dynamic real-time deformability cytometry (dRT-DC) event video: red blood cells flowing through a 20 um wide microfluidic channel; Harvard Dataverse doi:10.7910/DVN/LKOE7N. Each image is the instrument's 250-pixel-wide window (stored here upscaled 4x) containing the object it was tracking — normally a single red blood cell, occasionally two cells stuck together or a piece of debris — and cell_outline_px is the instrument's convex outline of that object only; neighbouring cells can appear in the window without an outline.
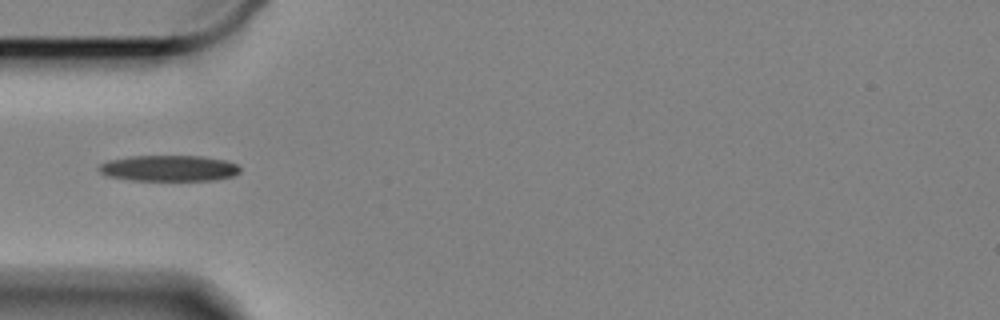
{"species": "Egyptian fruit bat (a non-hibernating species)", "species_latin": "Rousettus aegyptiacus", "temperature_condition": "cold", "stored_images_in_passage": 21, "camera_frame_rate_fps": 3000, "um_per_image_px": 0.085, "animal": {"sex": "female"}, "frame": {"image": 1, "passage_image": 1, "time_ms": 0.0, "image_size_px": [1000, 320], "cell_outline_px": [[240, 172], [232, 176], [216, 180], [128, 180], [104, 176], [96, 168], [100, 164], [108, 160], [132, 156], [200, 156], [224, 160], [236, 164], [240, 168]], "centroid_in_image_um": [14.3, 14.31], "position_along_channel_um": 70.7, "area_um2": 21.44}}
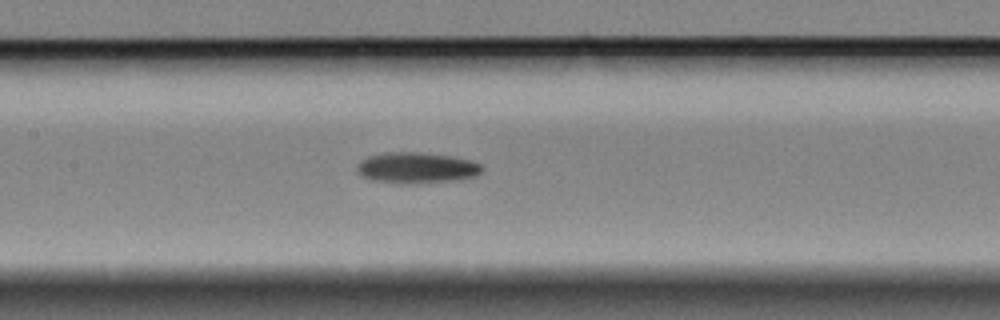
{"frame": {"image": 2, "passage_image": 10, "time_ms": 3.0, "image_size_px": [1000, 320], "cell_outline_px": [[484, 168], [476, 176], [456, 180], [412, 184], [396, 184], [372, 180], [364, 176], [356, 168], [360, 160], [368, 156], [388, 152], [416, 152], [452, 156], [468, 160], [480, 164]], "centroid_in_image_um": [35.4, 14.27], "position_along_channel_um": 172.0, "area_um2": 22.54}}
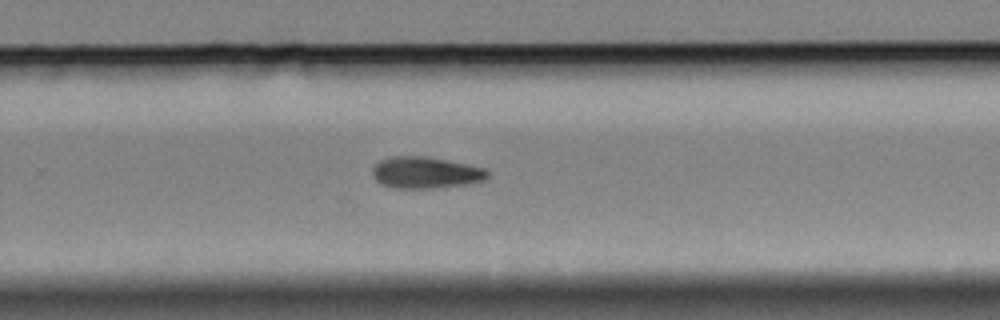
{"frame": {"image": 3, "passage_image": 21, "time_ms": 6.667, "image_size_px": [1000, 320], "cell_outline_px": [[488, 176], [484, 180], [468, 184], [436, 188], [392, 188], [380, 184], [372, 176], [372, 168], [380, 160], [392, 156], [420, 156], [444, 160], [484, 168], [488, 172]], "centroid_in_image_um": [36.12, 14.69], "position_along_channel_um": 293.7, "area_um2": 21.04}}